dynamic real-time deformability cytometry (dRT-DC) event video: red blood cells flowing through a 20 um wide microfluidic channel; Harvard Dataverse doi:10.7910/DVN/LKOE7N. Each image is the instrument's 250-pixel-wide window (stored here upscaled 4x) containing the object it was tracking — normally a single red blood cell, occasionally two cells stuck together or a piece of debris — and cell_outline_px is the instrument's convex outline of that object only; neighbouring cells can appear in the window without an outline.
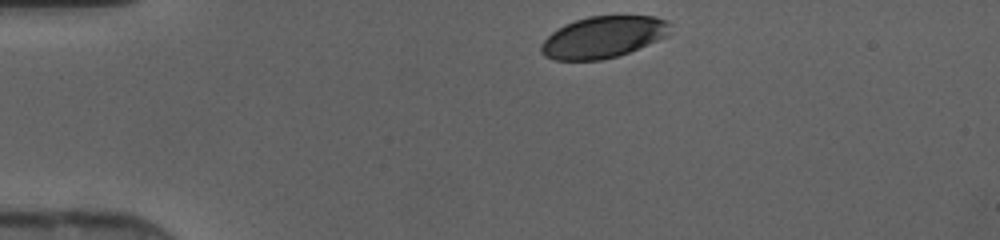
{"species": "human", "species_latin": "Homo sapiens", "temperature_condition": "cold", "stored_images_in_passage": 30, "camera_frame_rate_fps": 3000, "um_per_image_px": 0.085, "donor": {"sex": "female"}, "frame": {"image": 1, "passage_image": 1, "time_ms": 0.0, "image_size_px": [1000, 240], "cell_outline_px": [[672, 32], [668, 36], [628, 52], [616, 56], [600, 60], [552, 60], [544, 56], [540, 52], [540, 44], [552, 32], [564, 24], [588, 16], [656, 16], [668, 20], [672, 24]], "centroid_in_image_um": [51.29, 3.15], "position_along_channel_um": 33.7, "area_um2": 31.56}}
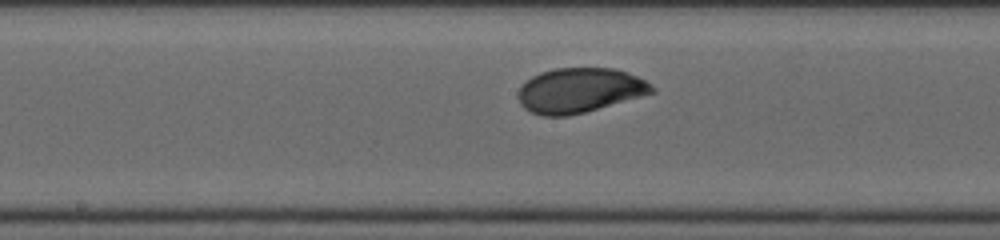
{"frame": {"image": 2, "passage_image": 16, "time_ms": 5.0, "image_size_px": [1000, 240], "cell_outline_px": [[656, 92], [584, 112], [568, 116], [544, 116], [532, 112], [524, 108], [520, 104], [520, 88], [532, 76], [540, 72], [556, 68], [616, 68], [636, 76], [644, 80], [656, 88]], "centroid_in_image_um": [49.29, 7.67], "position_along_channel_um": 198.9, "area_um2": 34.51}}
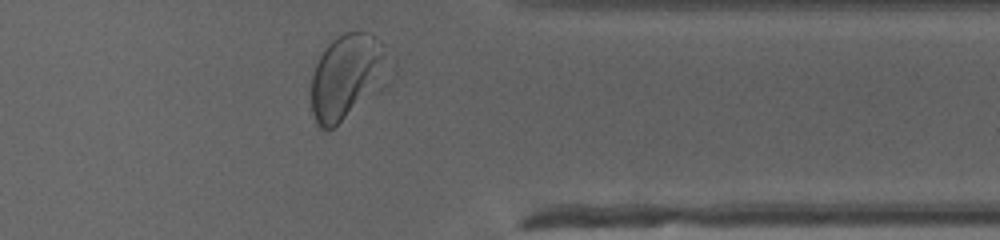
{"frame": {"image": 3, "passage_image": 29, "time_ms": 9.333, "image_size_px": [1000, 240], "cell_outline_px": [[384, 44], [380, 56], [364, 84], [344, 116], [332, 128], [320, 128], [316, 124], [312, 112], [312, 76], [316, 64], [324, 48], [336, 36], [344, 32], [368, 32], [380, 40]], "centroid_in_image_um": [29.09, 6.37], "position_along_channel_um": 382.3, "area_um2": 31.96}}